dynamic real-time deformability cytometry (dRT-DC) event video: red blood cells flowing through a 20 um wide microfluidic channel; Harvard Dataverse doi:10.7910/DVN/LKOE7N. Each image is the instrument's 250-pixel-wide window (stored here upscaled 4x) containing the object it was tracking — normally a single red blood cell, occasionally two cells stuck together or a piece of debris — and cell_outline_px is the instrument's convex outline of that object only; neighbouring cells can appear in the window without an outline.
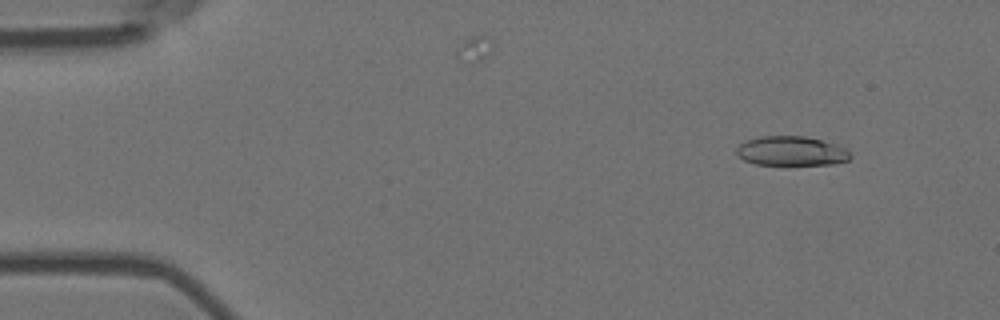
{"species": "Egyptian fruit bat (a non-hibernating species)", "species_latin": "Rousettus aegyptiacus", "temperature_condition": "room temperature", "stored_images_in_passage": 5, "camera_frame_rate_fps": 3000, "um_per_image_px": 0.085, "animal": {"sex": "female"}, "frame": {"image": 1, "passage_image": 2, "time_ms": 0.333, "image_size_px": [1000, 320], "cell_outline_px": [[852, 156], [848, 160], [832, 164], [756, 164], [744, 160], [736, 156], [736, 148], [740, 144], [748, 140], [760, 136], [804, 136], [836, 144], [844, 148]], "centroid_in_image_um": [67.23, 12.83], "position_along_channel_um": 17.8, "area_um2": 19.31}}
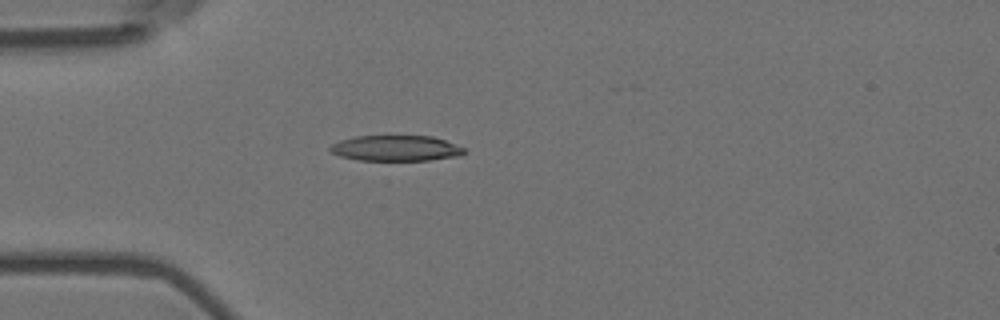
{"frame": {"image": 2, "passage_image": 5, "time_ms": 1.333, "image_size_px": [1000, 320], "cell_outline_px": [[464, 152], [460, 156], [428, 160], [356, 160], [340, 156], [332, 152], [328, 148], [332, 144], [340, 140], [356, 136], [432, 136], [444, 140], [464, 148]], "centroid_in_image_um": [33.62, 12.6], "position_along_channel_um": 51.4, "area_um2": 19.88}}